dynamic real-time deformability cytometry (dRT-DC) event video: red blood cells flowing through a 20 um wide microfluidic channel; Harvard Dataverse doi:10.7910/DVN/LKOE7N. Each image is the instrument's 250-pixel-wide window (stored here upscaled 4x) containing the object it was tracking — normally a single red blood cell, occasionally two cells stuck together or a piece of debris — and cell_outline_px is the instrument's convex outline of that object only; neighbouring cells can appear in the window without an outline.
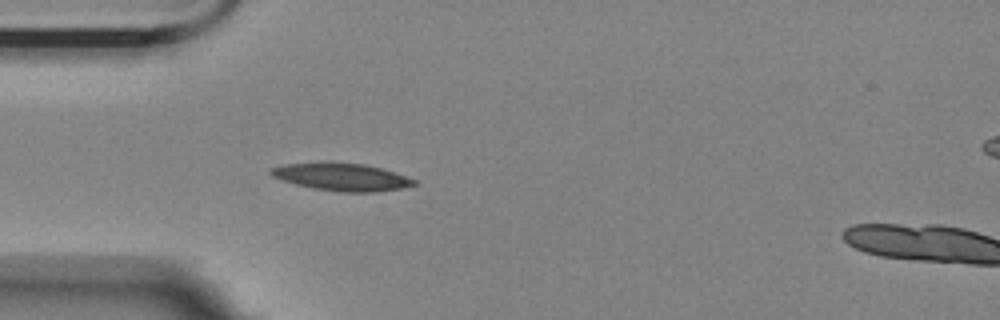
{"species": "Egyptian fruit bat (a non-hibernating species)", "species_latin": "Rousettus aegyptiacus", "temperature_condition": "room temperature", "stored_images_in_passage": 5, "camera_frame_rate_fps": 3000, "um_per_image_px": 0.085, "animal": {"sex": "female"}, "frame": {"image": 1, "passage_image": 4, "time_ms": 1.0, "image_size_px": [1000, 320], "cell_outline_px": [[416, 184], [400, 188], [376, 192], [340, 192], [312, 188], [296, 184], [272, 176], [268, 172], [272, 168], [284, 164], [324, 160], [364, 164], [384, 168], [416, 180]], "centroid_in_image_um": [29.01, 15.01], "position_along_channel_um": 56.0, "area_um2": 23.41}}